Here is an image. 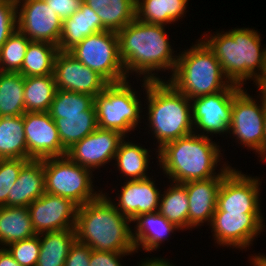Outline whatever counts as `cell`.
Wrapping results in <instances>:
<instances>
[{"instance_id": "6da1fadb", "label": "cell", "mask_w": 266, "mask_h": 266, "mask_svg": "<svg viewBox=\"0 0 266 266\" xmlns=\"http://www.w3.org/2000/svg\"><path fill=\"white\" fill-rule=\"evenodd\" d=\"M166 28L135 19L117 32L119 55L127 78L136 74L137 83L141 77L146 81H164L158 74L160 71L170 72L171 77L178 53L168 39Z\"/></svg>"}, {"instance_id": "7a4b0ae2", "label": "cell", "mask_w": 266, "mask_h": 266, "mask_svg": "<svg viewBox=\"0 0 266 266\" xmlns=\"http://www.w3.org/2000/svg\"><path fill=\"white\" fill-rule=\"evenodd\" d=\"M213 138L193 132L170 141L158 150L157 166L165 178L176 183L225 177L234 167L221 161L225 159L222 147Z\"/></svg>"}, {"instance_id": "3957f363", "label": "cell", "mask_w": 266, "mask_h": 266, "mask_svg": "<svg viewBox=\"0 0 266 266\" xmlns=\"http://www.w3.org/2000/svg\"><path fill=\"white\" fill-rule=\"evenodd\" d=\"M206 32L201 40L214 53L232 84L244 87L250 80L256 85L265 77L266 45H261L262 34L258 30L235 27L226 32L216 30L213 35Z\"/></svg>"}, {"instance_id": "277c9868", "label": "cell", "mask_w": 266, "mask_h": 266, "mask_svg": "<svg viewBox=\"0 0 266 266\" xmlns=\"http://www.w3.org/2000/svg\"><path fill=\"white\" fill-rule=\"evenodd\" d=\"M140 82L146 97L143 98L144 109L147 108L144 110L147 112V121L144 124L148 126L145 130H148L149 134L151 131V136L157 140L153 143L156 144L153 149L154 155L158 156V150L166 143L193 133L192 103L168 81L140 79Z\"/></svg>"}, {"instance_id": "5b68a950", "label": "cell", "mask_w": 266, "mask_h": 266, "mask_svg": "<svg viewBox=\"0 0 266 266\" xmlns=\"http://www.w3.org/2000/svg\"><path fill=\"white\" fill-rule=\"evenodd\" d=\"M131 224L132 220L123 216L102 193L97 199L78 206L76 241L96 251L136 252Z\"/></svg>"}, {"instance_id": "8992f818", "label": "cell", "mask_w": 266, "mask_h": 266, "mask_svg": "<svg viewBox=\"0 0 266 266\" xmlns=\"http://www.w3.org/2000/svg\"><path fill=\"white\" fill-rule=\"evenodd\" d=\"M164 81L190 100L223 91L232 84L214 53L200 38L190 48L179 51L175 70Z\"/></svg>"}, {"instance_id": "52a82bcc", "label": "cell", "mask_w": 266, "mask_h": 266, "mask_svg": "<svg viewBox=\"0 0 266 266\" xmlns=\"http://www.w3.org/2000/svg\"><path fill=\"white\" fill-rule=\"evenodd\" d=\"M130 82L128 79L109 83L94 98L98 127L117 131L127 138L132 134L130 132L139 128L141 120L146 116L141 114L144 111L142 97Z\"/></svg>"}, {"instance_id": "ba28073f", "label": "cell", "mask_w": 266, "mask_h": 266, "mask_svg": "<svg viewBox=\"0 0 266 266\" xmlns=\"http://www.w3.org/2000/svg\"><path fill=\"white\" fill-rule=\"evenodd\" d=\"M43 168L46 193L69 198L78 206L97 199L103 193L94 184L93 172L76 164L67 155L44 158Z\"/></svg>"}, {"instance_id": "9c48e42d", "label": "cell", "mask_w": 266, "mask_h": 266, "mask_svg": "<svg viewBox=\"0 0 266 266\" xmlns=\"http://www.w3.org/2000/svg\"><path fill=\"white\" fill-rule=\"evenodd\" d=\"M244 87L234 96L229 138L243 148L255 152L260 157L259 162L265 161V102L258 93L257 98L247 92ZM259 99V100H258ZM259 155V156H258Z\"/></svg>"}, {"instance_id": "30bf717a", "label": "cell", "mask_w": 266, "mask_h": 266, "mask_svg": "<svg viewBox=\"0 0 266 266\" xmlns=\"http://www.w3.org/2000/svg\"><path fill=\"white\" fill-rule=\"evenodd\" d=\"M68 52L108 83L128 80L119 55L117 32L105 30L89 35Z\"/></svg>"}, {"instance_id": "8fae6325", "label": "cell", "mask_w": 266, "mask_h": 266, "mask_svg": "<svg viewBox=\"0 0 266 266\" xmlns=\"http://www.w3.org/2000/svg\"><path fill=\"white\" fill-rule=\"evenodd\" d=\"M242 88L231 84L223 91L191 99L193 132L209 138L214 134L228 137L233 99Z\"/></svg>"}, {"instance_id": "7c38bea8", "label": "cell", "mask_w": 266, "mask_h": 266, "mask_svg": "<svg viewBox=\"0 0 266 266\" xmlns=\"http://www.w3.org/2000/svg\"><path fill=\"white\" fill-rule=\"evenodd\" d=\"M211 227V228H210ZM263 214H243L235 212L215 211L209 228L215 246L246 251L265 230ZM248 248V249H247Z\"/></svg>"}, {"instance_id": "4fadbf2b", "label": "cell", "mask_w": 266, "mask_h": 266, "mask_svg": "<svg viewBox=\"0 0 266 266\" xmlns=\"http://www.w3.org/2000/svg\"><path fill=\"white\" fill-rule=\"evenodd\" d=\"M260 177L233 168L222 180L216 210L243 214L261 213Z\"/></svg>"}, {"instance_id": "5bb4252c", "label": "cell", "mask_w": 266, "mask_h": 266, "mask_svg": "<svg viewBox=\"0 0 266 266\" xmlns=\"http://www.w3.org/2000/svg\"><path fill=\"white\" fill-rule=\"evenodd\" d=\"M17 29L31 41L59 44L63 21L44 0H16Z\"/></svg>"}, {"instance_id": "9a60e30c", "label": "cell", "mask_w": 266, "mask_h": 266, "mask_svg": "<svg viewBox=\"0 0 266 266\" xmlns=\"http://www.w3.org/2000/svg\"><path fill=\"white\" fill-rule=\"evenodd\" d=\"M125 138L121 133L97 128L91 134L76 142L67 150V156L76 164L90 169L92 172L106 167L113 162L121 141Z\"/></svg>"}, {"instance_id": "2e32d148", "label": "cell", "mask_w": 266, "mask_h": 266, "mask_svg": "<svg viewBox=\"0 0 266 266\" xmlns=\"http://www.w3.org/2000/svg\"><path fill=\"white\" fill-rule=\"evenodd\" d=\"M78 205L71 199L44 193L29 206L30 219L36 234L74 229Z\"/></svg>"}, {"instance_id": "e0dca14e", "label": "cell", "mask_w": 266, "mask_h": 266, "mask_svg": "<svg viewBox=\"0 0 266 266\" xmlns=\"http://www.w3.org/2000/svg\"><path fill=\"white\" fill-rule=\"evenodd\" d=\"M53 75L59 90L72 91L96 97L109 84L97 72L88 68L68 51H59Z\"/></svg>"}, {"instance_id": "ac0fdd59", "label": "cell", "mask_w": 266, "mask_h": 266, "mask_svg": "<svg viewBox=\"0 0 266 266\" xmlns=\"http://www.w3.org/2000/svg\"><path fill=\"white\" fill-rule=\"evenodd\" d=\"M23 122L27 151L32 159L63 157L67 154L49 112H25Z\"/></svg>"}, {"instance_id": "d6986e66", "label": "cell", "mask_w": 266, "mask_h": 266, "mask_svg": "<svg viewBox=\"0 0 266 266\" xmlns=\"http://www.w3.org/2000/svg\"><path fill=\"white\" fill-rule=\"evenodd\" d=\"M154 176L140 180L123 182L120 191L115 192L117 199L103 194L110 200L115 208L125 217L133 220L141 214L158 212L162 190L158 189Z\"/></svg>"}, {"instance_id": "ffe728a7", "label": "cell", "mask_w": 266, "mask_h": 266, "mask_svg": "<svg viewBox=\"0 0 266 266\" xmlns=\"http://www.w3.org/2000/svg\"><path fill=\"white\" fill-rule=\"evenodd\" d=\"M224 177L183 183L189 199V230L210 225L216 210L217 196Z\"/></svg>"}, {"instance_id": "44dd1931", "label": "cell", "mask_w": 266, "mask_h": 266, "mask_svg": "<svg viewBox=\"0 0 266 266\" xmlns=\"http://www.w3.org/2000/svg\"><path fill=\"white\" fill-rule=\"evenodd\" d=\"M132 236L136 253L158 251L162 243L170 240L174 231H180L159 212L141 214L132 220ZM141 248V249H140Z\"/></svg>"}, {"instance_id": "7402d4cb", "label": "cell", "mask_w": 266, "mask_h": 266, "mask_svg": "<svg viewBox=\"0 0 266 266\" xmlns=\"http://www.w3.org/2000/svg\"><path fill=\"white\" fill-rule=\"evenodd\" d=\"M45 193L43 159L28 160L11 187L5 206L28 207Z\"/></svg>"}, {"instance_id": "603a6c76", "label": "cell", "mask_w": 266, "mask_h": 266, "mask_svg": "<svg viewBox=\"0 0 266 266\" xmlns=\"http://www.w3.org/2000/svg\"><path fill=\"white\" fill-rule=\"evenodd\" d=\"M125 137L118 148L114 157V168L121 174L120 177H125L123 180H140L150 177L148 169L151 170L150 160L151 149L141 146L140 143H135L133 140H126ZM150 149V150H149ZM116 166V167H115Z\"/></svg>"}, {"instance_id": "cb8c5ba5", "label": "cell", "mask_w": 266, "mask_h": 266, "mask_svg": "<svg viewBox=\"0 0 266 266\" xmlns=\"http://www.w3.org/2000/svg\"><path fill=\"white\" fill-rule=\"evenodd\" d=\"M102 31V23L97 13L84 2L72 16L62 24L59 51H69L85 37Z\"/></svg>"}, {"instance_id": "d4e9b609", "label": "cell", "mask_w": 266, "mask_h": 266, "mask_svg": "<svg viewBox=\"0 0 266 266\" xmlns=\"http://www.w3.org/2000/svg\"><path fill=\"white\" fill-rule=\"evenodd\" d=\"M188 1L136 0V19L149 24L174 25L187 14Z\"/></svg>"}, {"instance_id": "484cf974", "label": "cell", "mask_w": 266, "mask_h": 266, "mask_svg": "<svg viewBox=\"0 0 266 266\" xmlns=\"http://www.w3.org/2000/svg\"><path fill=\"white\" fill-rule=\"evenodd\" d=\"M100 17L102 31L118 32L136 19V0H83Z\"/></svg>"}, {"instance_id": "4316f807", "label": "cell", "mask_w": 266, "mask_h": 266, "mask_svg": "<svg viewBox=\"0 0 266 266\" xmlns=\"http://www.w3.org/2000/svg\"><path fill=\"white\" fill-rule=\"evenodd\" d=\"M35 235L28 207H0V247Z\"/></svg>"}, {"instance_id": "83f0119b", "label": "cell", "mask_w": 266, "mask_h": 266, "mask_svg": "<svg viewBox=\"0 0 266 266\" xmlns=\"http://www.w3.org/2000/svg\"><path fill=\"white\" fill-rule=\"evenodd\" d=\"M163 188L158 212L182 231L189 230V199L186 186L172 181Z\"/></svg>"}, {"instance_id": "f1b7e54d", "label": "cell", "mask_w": 266, "mask_h": 266, "mask_svg": "<svg viewBox=\"0 0 266 266\" xmlns=\"http://www.w3.org/2000/svg\"><path fill=\"white\" fill-rule=\"evenodd\" d=\"M75 241L74 229L40 234V252L36 266H64Z\"/></svg>"}, {"instance_id": "f546056e", "label": "cell", "mask_w": 266, "mask_h": 266, "mask_svg": "<svg viewBox=\"0 0 266 266\" xmlns=\"http://www.w3.org/2000/svg\"><path fill=\"white\" fill-rule=\"evenodd\" d=\"M0 159H28L23 115L0 117Z\"/></svg>"}, {"instance_id": "4dcf8cb0", "label": "cell", "mask_w": 266, "mask_h": 266, "mask_svg": "<svg viewBox=\"0 0 266 266\" xmlns=\"http://www.w3.org/2000/svg\"><path fill=\"white\" fill-rule=\"evenodd\" d=\"M58 46L45 41H30L22 63L23 77L53 75Z\"/></svg>"}, {"instance_id": "1f68e13d", "label": "cell", "mask_w": 266, "mask_h": 266, "mask_svg": "<svg viewBox=\"0 0 266 266\" xmlns=\"http://www.w3.org/2000/svg\"><path fill=\"white\" fill-rule=\"evenodd\" d=\"M52 119L66 150L98 128L96 111H83V114L62 115V118Z\"/></svg>"}, {"instance_id": "d6a6232c", "label": "cell", "mask_w": 266, "mask_h": 266, "mask_svg": "<svg viewBox=\"0 0 266 266\" xmlns=\"http://www.w3.org/2000/svg\"><path fill=\"white\" fill-rule=\"evenodd\" d=\"M56 91L54 75L24 77L26 112H49Z\"/></svg>"}, {"instance_id": "836d02e7", "label": "cell", "mask_w": 266, "mask_h": 266, "mask_svg": "<svg viewBox=\"0 0 266 266\" xmlns=\"http://www.w3.org/2000/svg\"><path fill=\"white\" fill-rule=\"evenodd\" d=\"M25 112L24 77L18 72L0 71V117L19 116Z\"/></svg>"}, {"instance_id": "e575fe53", "label": "cell", "mask_w": 266, "mask_h": 266, "mask_svg": "<svg viewBox=\"0 0 266 266\" xmlns=\"http://www.w3.org/2000/svg\"><path fill=\"white\" fill-rule=\"evenodd\" d=\"M93 96L57 89L49 109L51 118L62 115L83 114V111H96Z\"/></svg>"}, {"instance_id": "d590c367", "label": "cell", "mask_w": 266, "mask_h": 266, "mask_svg": "<svg viewBox=\"0 0 266 266\" xmlns=\"http://www.w3.org/2000/svg\"><path fill=\"white\" fill-rule=\"evenodd\" d=\"M30 41L17 29L0 48V71L19 72Z\"/></svg>"}, {"instance_id": "8d00e7d4", "label": "cell", "mask_w": 266, "mask_h": 266, "mask_svg": "<svg viewBox=\"0 0 266 266\" xmlns=\"http://www.w3.org/2000/svg\"><path fill=\"white\" fill-rule=\"evenodd\" d=\"M6 248L21 266H36L40 252V234L10 243Z\"/></svg>"}, {"instance_id": "74e56055", "label": "cell", "mask_w": 266, "mask_h": 266, "mask_svg": "<svg viewBox=\"0 0 266 266\" xmlns=\"http://www.w3.org/2000/svg\"><path fill=\"white\" fill-rule=\"evenodd\" d=\"M28 159H0V207L5 206L11 187Z\"/></svg>"}, {"instance_id": "f35d334b", "label": "cell", "mask_w": 266, "mask_h": 266, "mask_svg": "<svg viewBox=\"0 0 266 266\" xmlns=\"http://www.w3.org/2000/svg\"><path fill=\"white\" fill-rule=\"evenodd\" d=\"M16 30V0H0V48Z\"/></svg>"}, {"instance_id": "ab89813d", "label": "cell", "mask_w": 266, "mask_h": 266, "mask_svg": "<svg viewBox=\"0 0 266 266\" xmlns=\"http://www.w3.org/2000/svg\"><path fill=\"white\" fill-rule=\"evenodd\" d=\"M136 252H108L92 250L90 255V266H125L121 263L122 258L128 255L135 254Z\"/></svg>"}, {"instance_id": "60d3db41", "label": "cell", "mask_w": 266, "mask_h": 266, "mask_svg": "<svg viewBox=\"0 0 266 266\" xmlns=\"http://www.w3.org/2000/svg\"><path fill=\"white\" fill-rule=\"evenodd\" d=\"M91 251L89 246L75 241L69 250L64 266H90Z\"/></svg>"}, {"instance_id": "b9f144b4", "label": "cell", "mask_w": 266, "mask_h": 266, "mask_svg": "<svg viewBox=\"0 0 266 266\" xmlns=\"http://www.w3.org/2000/svg\"><path fill=\"white\" fill-rule=\"evenodd\" d=\"M48 7L64 21L80 9L83 0H44Z\"/></svg>"}, {"instance_id": "7bdbcfd3", "label": "cell", "mask_w": 266, "mask_h": 266, "mask_svg": "<svg viewBox=\"0 0 266 266\" xmlns=\"http://www.w3.org/2000/svg\"><path fill=\"white\" fill-rule=\"evenodd\" d=\"M146 259V260H145ZM137 266H175L172 262L162 257H146L139 262H137Z\"/></svg>"}, {"instance_id": "ee69618b", "label": "cell", "mask_w": 266, "mask_h": 266, "mask_svg": "<svg viewBox=\"0 0 266 266\" xmlns=\"http://www.w3.org/2000/svg\"><path fill=\"white\" fill-rule=\"evenodd\" d=\"M0 266H21L6 247H0Z\"/></svg>"}, {"instance_id": "f6af8a7d", "label": "cell", "mask_w": 266, "mask_h": 266, "mask_svg": "<svg viewBox=\"0 0 266 266\" xmlns=\"http://www.w3.org/2000/svg\"><path fill=\"white\" fill-rule=\"evenodd\" d=\"M252 255V256H251ZM249 257L250 265L253 266H266V255L261 254L260 252L258 254H251Z\"/></svg>"}, {"instance_id": "bcb514c9", "label": "cell", "mask_w": 266, "mask_h": 266, "mask_svg": "<svg viewBox=\"0 0 266 266\" xmlns=\"http://www.w3.org/2000/svg\"><path fill=\"white\" fill-rule=\"evenodd\" d=\"M254 86H257L256 90H257V92H259V94L263 98L265 105H266V84H256Z\"/></svg>"}, {"instance_id": "7dc6e473", "label": "cell", "mask_w": 266, "mask_h": 266, "mask_svg": "<svg viewBox=\"0 0 266 266\" xmlns=\"http://www.w3.org/2000/svg\"><path fill=\"white\" fill-rule=\"evenodd\" d=\"M264 127H265V159H266V105H265V114H264Z\"/></svg>"}, {"instance_id": "c3c4849f", "label": "cell", "mask_w": 266, "mask_h": 266, "mask_svg": "<svg viewBox=\"0 0 266 266\" xmlns=\"http://www.w3.org/2000/svg\"><path fill=\"white\" fill-rule=\"evenodd\" d=\"M256 84H266V75L264 78H261Z\"/></svg>"}]
</instances>
